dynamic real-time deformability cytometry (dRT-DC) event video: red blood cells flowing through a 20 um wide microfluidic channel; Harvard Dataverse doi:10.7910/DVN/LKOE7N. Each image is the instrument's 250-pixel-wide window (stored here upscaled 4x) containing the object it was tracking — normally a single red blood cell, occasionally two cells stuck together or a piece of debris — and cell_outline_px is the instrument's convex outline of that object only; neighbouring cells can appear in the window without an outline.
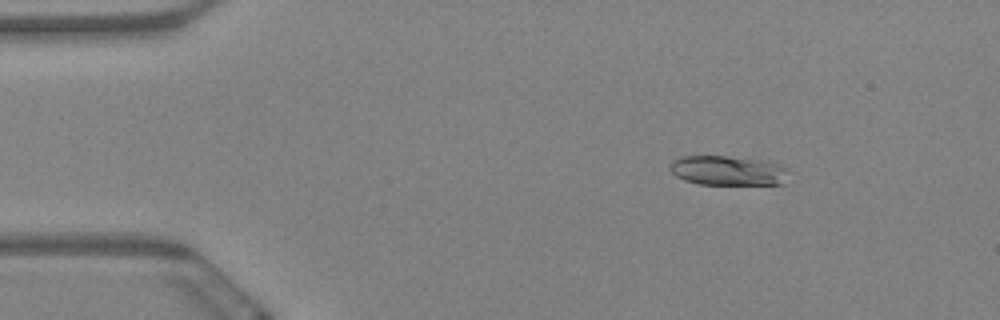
{"species": "Egyptian fruit bat (a non-hibernating species)", "species_latin": "Rousettus aegyptiacus", "temperature_condition": "warm", "stored_images_in_passage": 6, "camera_frame_rate_fps": 3000, "um_per_image_px": 0.085, "animal": {"sex": "female"}, "frame": {"image": 1, "passage_image": 3, "time_ms": 0.667, "image_size_px": [1000, 320], "cell_outline_px": [[788, 168], [784, 184], [700, 184], [684, 180], [676, 176], [668, 168], [668, 164], [672, 160], [680, 156], [728, 156], [768, 160], [780, 164]], "centroid_in_image_um": [61.86, 14.48], "position_along_channel_um": 23.1, "area_um2": 20.81}}